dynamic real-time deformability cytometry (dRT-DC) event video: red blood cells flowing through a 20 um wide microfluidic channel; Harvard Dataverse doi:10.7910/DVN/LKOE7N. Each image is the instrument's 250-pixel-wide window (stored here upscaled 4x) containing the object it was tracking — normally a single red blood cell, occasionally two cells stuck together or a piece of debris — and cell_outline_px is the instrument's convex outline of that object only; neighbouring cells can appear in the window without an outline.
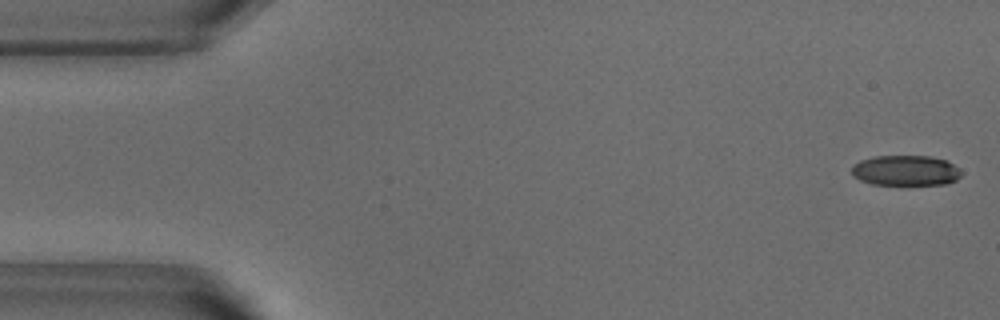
{"species": "common noctule bat (a hibernating species)", "species_latin": "Nyctalus noctula", "temperature_condition": "warm", "stored_images_in_passage": 51, "camera_frame_rate_fps": 3000, "um_per_image_px": 0.085, "animal": {"sex": "male", "body_mass_g": 18.8}, "frame": {"image": 1, "passage_image": 1, "time_ms": 0.0, "image_size_px": [1000, 320], "cell_outline_px": [[960, 176], [956, 180], [948, 184], [872, 184], [860, 180], [852, 176], [852, 164], [860, 160], [872, 156], [928, 156], [944, 160], [960, 168]], "centroid_in_image_um": [76.94, 14.49], "position_along_channel_um": 8.1, "area_um2": 19.36}}
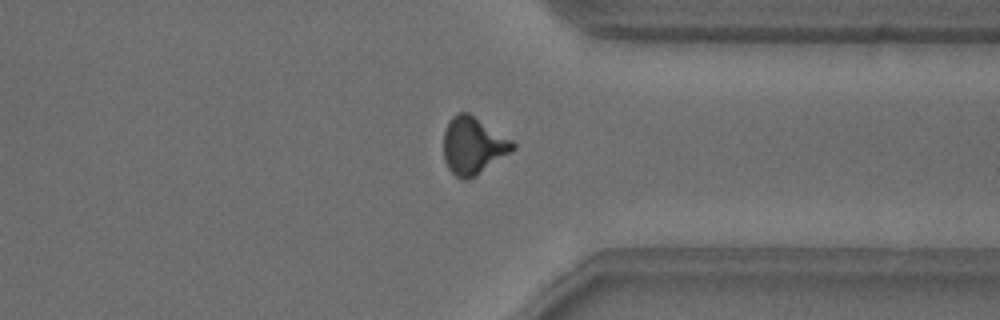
{"frame": {"image": 2, "passage_image": 39, "time_ms": 12.667, "image_size_px": [1000, 320], "cell_outline_px": [[516, 148], [472, 176], [464, 180], [460, 180], [448, 168], [444, 160], [444, 132], [448, 120], [452, 116], [460, 112], [468, 112], [512, 140], [516, 144]], "centroid_in_image_um": [40.17, 12.34], "position_along_channel_um": 371.2, "area_um2": 22.54}}
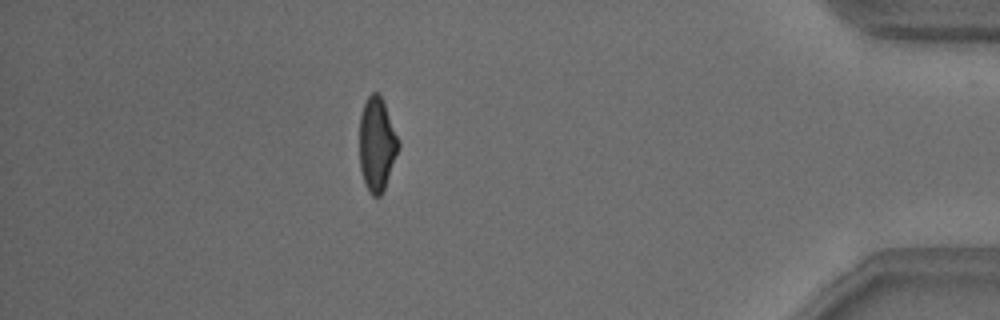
{"frame": {"image": 3, "passage_image": 45, "time_ms": 14.667, "image_size_px": [1000, 320], "cell_outline_px": [[400, 148], [384, 188], [380, 196], [372, 196], [368, 192], [364, 184], [360, 168], [360, 116], [364, 104], [368, 96], [372, 92], [376, 92], [380, 96], [384, 104], [400, 140]], "centroid_in_image_um": [32.04, 12.29], "position_along_channel_um": 403.2, "area_um2": 21.27}, "authors_computed_cell_mechanics": {"area_um2": 22.0218, "velocity_mm_per_s": 3.8692, "shape_relaxation_time_tau1_ms": 4.0484, "shape_relaxation_time_tau2_ms": 1.5264, "deformation_change_tau1": 0.1477, "deformation_change_tau2": 0.0807}}